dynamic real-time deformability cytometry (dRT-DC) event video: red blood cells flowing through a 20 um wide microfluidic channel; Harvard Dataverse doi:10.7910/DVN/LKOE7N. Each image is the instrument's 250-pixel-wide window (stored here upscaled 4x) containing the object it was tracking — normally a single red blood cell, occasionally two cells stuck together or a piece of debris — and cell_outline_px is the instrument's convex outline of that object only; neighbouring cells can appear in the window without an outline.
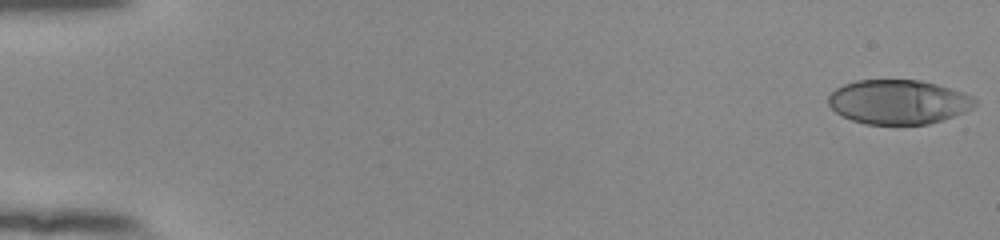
{"species": "human", "species_latin": "Homo sapiens", "temperature_condition": "room temperature", "stored_images_in_passage": 53, "camera_frame_rate_fps": 3000, "um_per_image_px": 0.085, "donor": {"sex": "female"}, "frame": {"image": 1, "passage_image": 1, "time_ms": 0.0, "image_size_px": [1000, 240], "cell_outline_px": [[976, 104], [972, 108], [964, 112], [928, 124], [864, 124], [852, 120], [836, 112], [828, 104], [828, 96], [836, 88], [844, 84], [856, 80], [920, 80], [936, 84], [964, 92], [972, 96], [976, 100]], "centroid_in_image_um": [76.35, 8.66], "position_along_channel_um": 8.6, "area_um2": 37.74}}
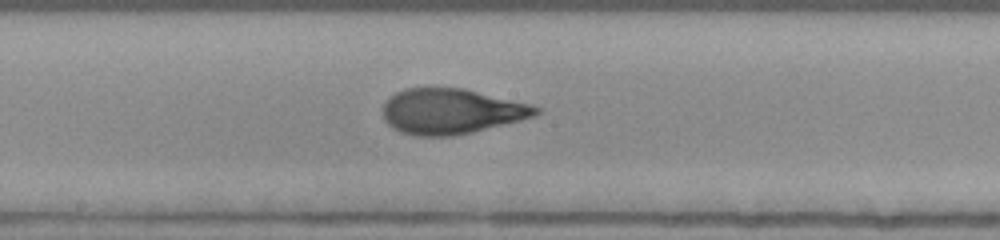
{"frame": {"image": 2, "passage_image": 30, "time_ms": 9.667, "image_size_px": [1000, 240], "cell_outline_px": [[540, 112], [536, 116], [472, 132], [452, 136], [412, 136], [400, 132], [392, 128], [384, 120], [384, 104], [396, 92], [404, 88], [464, 88], [532, 104], [540, 108]], "centroid_in_image_um": [38.37, 9.47], "position_along_channel_um": 209.8, "area_um2": 40.46}}
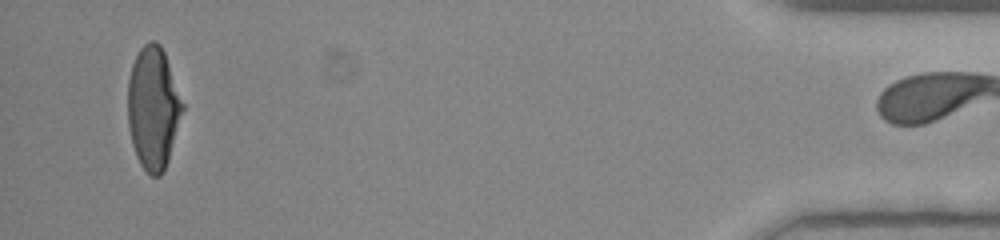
{"frame": {"image": 3, "passage_image": 52, "time_ms": 17.0, "image_size_px": [1000, 240], "cell_outline_px": [[184, 108], [168, 160], [160, 176], [152, 176], [140, 164], [136, 156], [132, 144], [128, 124], [128, 80], [132, 64], [140, 48], [148, 40], [156, 40], [160, 44], [164, 52], [184, 104]], "centroid_in_image_um": [13.01, 9.15], "position_along_channel_um": 422.2, "area_um2": 38.9}}